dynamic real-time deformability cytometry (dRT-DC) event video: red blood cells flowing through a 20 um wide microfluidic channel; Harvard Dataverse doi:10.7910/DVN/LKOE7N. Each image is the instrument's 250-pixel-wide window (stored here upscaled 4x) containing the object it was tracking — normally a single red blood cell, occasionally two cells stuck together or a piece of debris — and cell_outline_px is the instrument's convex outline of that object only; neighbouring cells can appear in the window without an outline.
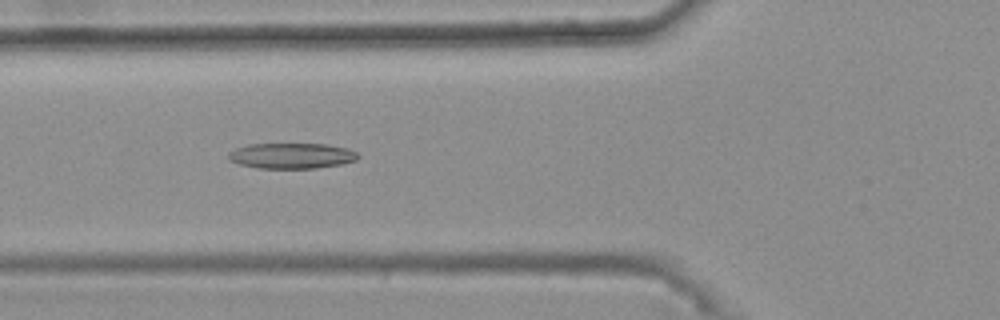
{"species": "common noctule bat (a hibernating species)", "species_latin": "Nyctalus noctula", "temperature_condition": "warm", "stored_images_in_passage": 46, "camera_frame_rate_fps": 3000, "um_per_image_px": 0.085, "animal": {"sex": "female", "body_mass_g": 25.1}, "frame": {"image": 1, "passage_image": 18, "time_ms": 5.667, "image_size_px": [1000, 320], "cell_outline_px": [[360, 156], [356, 160], [340, 164], [316, 168], [260, 168], [240, 164], [228, 160], [228, 152], [236, 148], [248, 144], [324, 144], [348, 148], [356, 152]], "centroid_in_image_um": [24.78, 13.23], "position_along_channel_um": 101.0, "area_um2": 19.25}}
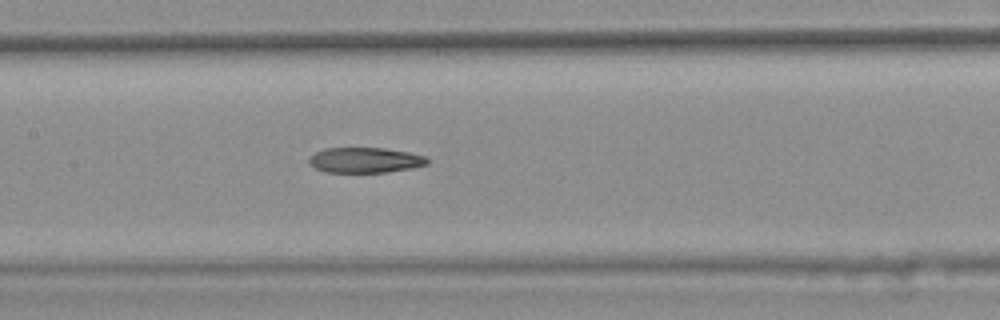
{"frame": {"image": 2, "passage_image": 24, "time_ms": 7.667, "image_size_px": [1000, 320], "cell_outline_px": [[428, 164], [412, 168], [388, 172], [324, 172], [308, 164], [308, 160], [316, 152], [324, 148], [384, 148], [408, 152], [424, 156], [428, 160]], "centroid_in_image_um": [31.02, 13.61], "position_along_channel_um": 176.4, "area_um2": 17.4}}
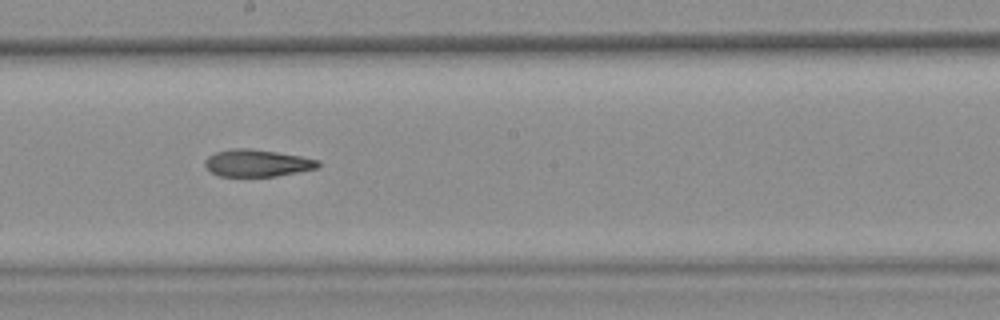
{"frame": {"image": 3, "passage_image": 28, "time_ms": 9.0, "image_size_px": [1000, 320], "cell_outline_px": [[320, 168], [276, 176], [220, 176], [212, 172], [204, 164], [204, 160], [208, 156], [216, 152], [232, 148], [252, 148], [300, 156], [320, 160]], "centroid_in_image_um": [21.88, 13.85], "position_along_channel_um": 226.3, "area_um2": 17.92}, "authors_computed_cell_mechanics": {"area_um2": 18.9006, "velocity_mm_per_s": 3.7577, "shape_relaxation_time_tau1_ms": null, "shape_relaxation_time_tau2_ms": 3.9474, "deformation_change_tau1": null, "deformation_change_tau2": 0.1381}}